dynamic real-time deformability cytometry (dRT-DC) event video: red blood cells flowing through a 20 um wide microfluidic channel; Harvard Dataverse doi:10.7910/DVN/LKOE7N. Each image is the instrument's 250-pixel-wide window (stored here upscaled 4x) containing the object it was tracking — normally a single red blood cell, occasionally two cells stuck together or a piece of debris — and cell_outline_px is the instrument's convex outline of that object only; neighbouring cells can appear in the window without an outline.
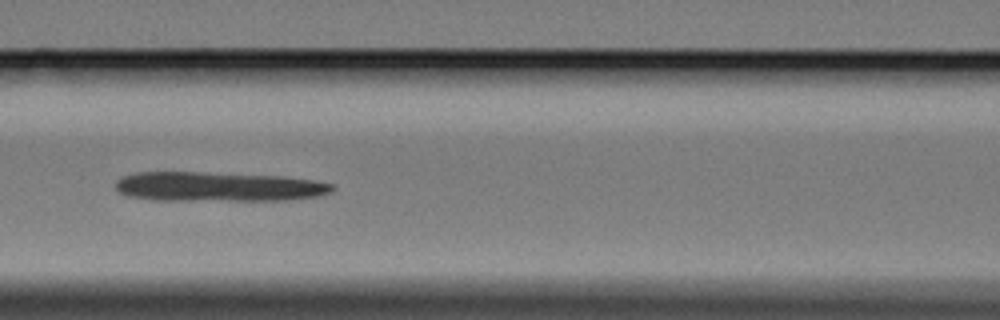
{"species": "Egyptian fruit bat (a non-hibernating species)", "species_latin": "Rousettus aegyptiacus", "temperature_condition": "cold", "stored_images_in_passage": 6, "camera_frame_rate_fps": 3000, "um_per_image_px": 0.085, "animal": {"sex": "female"}, "frame": {"image": 1, "passage_image": 5, "time_ms": 4.667, "image_size_px": [1000, 320], "cell_outline_px": [[336, 188], [332, 192], [316, 196], [292, 200], [152, 200], [128, 196], [120, 192], [116, 188], [116, 180], [124, 176], [136, 172], [196, 172], [280, 176], [316, 180], [332, 184]], "centroid_in_image_um": [18.57, 15.87], "position_along_channel_um": 148.0, "area_um2": 37.34}}
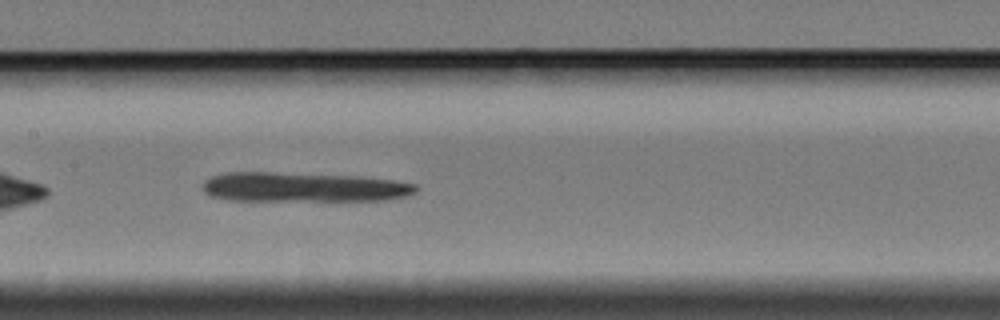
{"frame": {"image": 2, "passage_image": 6, "time_ms": 5.667, "image_size_px": [1000, 320], "cell_outline_px": [[416, 192], [404, 196], [384, 200], [228, 200], [212, 196], [204, 192], [200, 188], [204, 180], [212, 176], [224, 172], [272, 172], [356, 176], [392, 180], [416, 184]], "centroid_in_image_um": [25.71, 15.9], "position_along_channel_um": 181.7, "area_um2": 36.65}}